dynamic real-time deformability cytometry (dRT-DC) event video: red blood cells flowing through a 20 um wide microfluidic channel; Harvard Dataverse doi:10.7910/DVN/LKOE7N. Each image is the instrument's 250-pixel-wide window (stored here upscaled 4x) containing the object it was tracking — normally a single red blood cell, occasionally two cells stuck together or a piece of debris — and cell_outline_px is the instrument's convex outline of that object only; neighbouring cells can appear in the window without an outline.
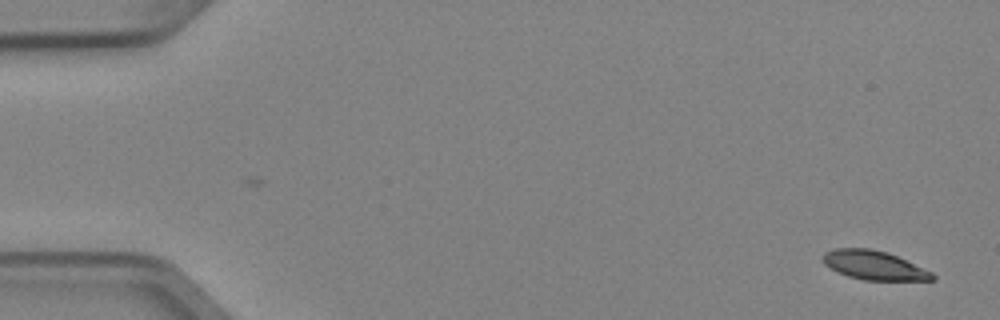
{"species": "Egyptian fruit bat (a non-hibernating species)", "species_latin": "Rousettus aegyptiacus", "temperature_condition": "cold", "stored_images_in_passage": 5, "camera_frame_rate_fps": 3000, "um_per_image_px": 0.085, "animal": {"sex": "female"}, "frame": {"image": 1, "passage_image": 5, "time_ms": 1.333, "image_size_px": [1000, 320], "cell_outline_px": [[936, 280], [864, 280], [848, 276], [824, 264], [820, 260], [820, 256], [824, 252], [836, 248], [868, 248], [888, 252], [932, 272], [936, 276]], "centroid_in_image_um": [74.27, 22.54], "position_along_channel_um": 10.7, "area_um2": 18.5}}